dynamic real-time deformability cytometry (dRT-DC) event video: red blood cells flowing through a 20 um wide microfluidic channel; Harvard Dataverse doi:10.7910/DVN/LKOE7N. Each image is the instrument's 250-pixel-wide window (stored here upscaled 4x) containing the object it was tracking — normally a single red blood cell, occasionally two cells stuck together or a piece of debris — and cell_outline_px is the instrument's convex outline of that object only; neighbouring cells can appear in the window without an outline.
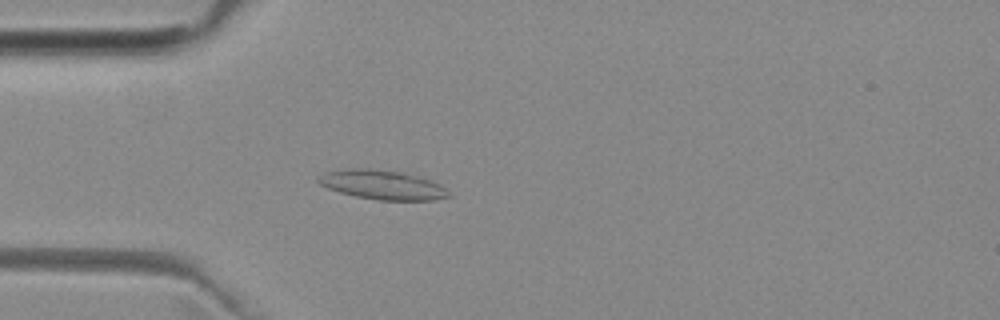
{"species": "common noctule bat (a hibernating species)", "species_latin": "Nyctalus noctula", "temperature_condition": "room temperature", "stored_images_in_passage": 48, "camera_frame_rate_fps": 3000, "um_per_image_px": 0.085, "animal": {"sex": "female", "body_mass_g": 29.2, "forearm_length_mm": 56.3}, "frame": {"image": 1, "passage_image": 11, "time_ms": 3.333, "image_size_px": [1000, 320], "cell_outline_px": [[452, 196], [436, 200], [376, 200], [356, 196], [340, 192], [328, 188], [320, 184], [316, 180], [324, 172], [352, 168], [368, 168], [400, 172], [432, 180], [440, 184]], "centroid_in_image_um": [32.51, 15.71], "position_along_channel_um": 52.5, "area_um2": 22.14}}
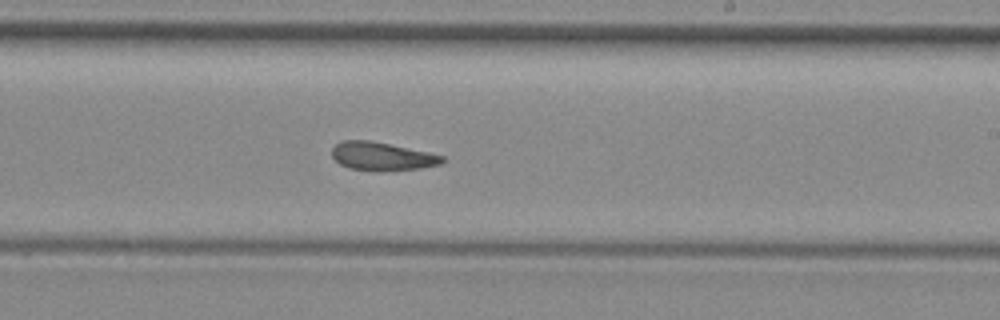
{"frame": {"image": 2, "passage_image": 27, "time_ms": 8.667, "image_size_px": [1000, 320], "cell_outline_px": [[448, 160], [440, 164], [420, 168], [376, 172], [372, 172], [348, 168], [340, 164], [332, 156], [332, 148], [336, 144], [344, 140], [368, 140], [428, 152], [444, 156]], "centroid_in_image_um": [32.47, 13.31], "position_along_channel_um": 256.5, "area_um2": 18.32}}
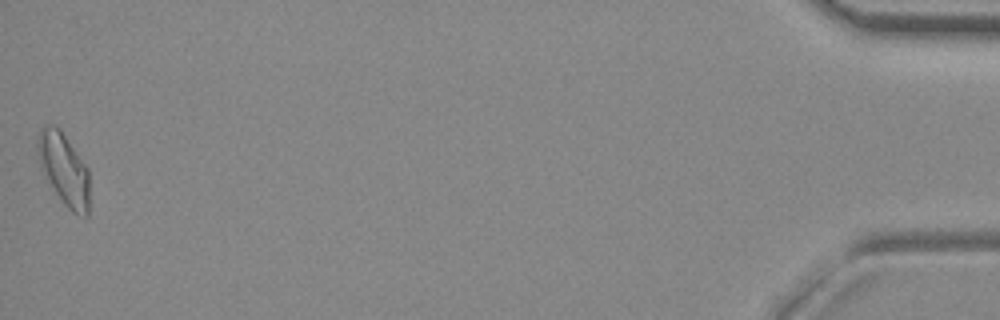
{"frame": {"image": 3, "passage_image": 48, "time_ms": 15.667, "image_size_px": [1000, 320], "cell_outline_px": [[88, 216], [84, 220], [72, 212], [60, 200], [40, 168], [36, 152], [36, 140], [40, 128], [44, 124], [52, 124], [60, 128], [88, 168]], "centroid_in_image_um": [5.4, 14.36], "position_along_channel_um": 429.8, "area_um2": 22.2}, "authors_computed_cell_mechanics": {"area_um2": 19.0162, "velocity_mm_per_s": 3.9769, "shape_relaxation_time_tau1_ms": null, "shape_relaxation_time_tau2_ms": 6.5063, "deformation_change_tau1": null, "deformation_change_tau2": 0.1619}}